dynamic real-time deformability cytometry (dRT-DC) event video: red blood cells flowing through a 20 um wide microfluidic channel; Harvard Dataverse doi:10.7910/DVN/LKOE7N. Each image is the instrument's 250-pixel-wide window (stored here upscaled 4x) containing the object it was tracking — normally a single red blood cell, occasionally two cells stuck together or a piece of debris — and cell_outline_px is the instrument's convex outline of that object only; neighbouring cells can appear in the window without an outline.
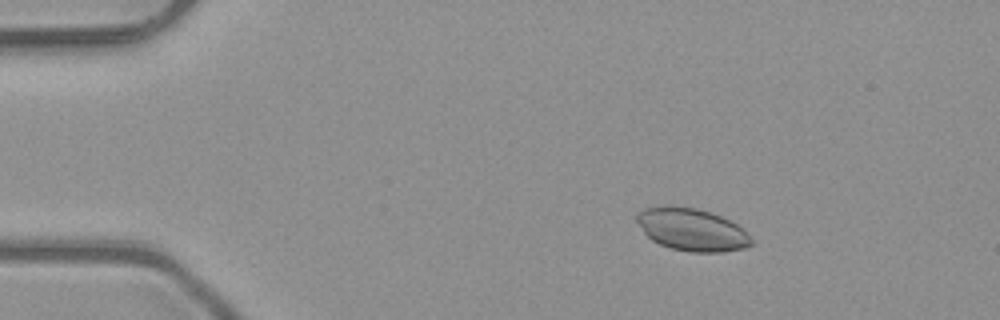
{"species": "common noctule bat (a hibernating species)", "species_latin": "Nyctalus noctula", "temperature_condition": "room temperature", "stored_images_in_passage": 4, "camera_frame_rate_fps": 3000, "um_per_image_px": 0.085, "animal": {"sex": "male", "body_mass_g": 23.1, "forearm_length_mm": 52.7}, "frame": {"image": 1, "passage_image": 2, "time_ms": 0.333, "image_size_px": [1000, 320], "cell_outline_px": [[752, 244], [744, 248], [720, 252], [688, 252], [672, 248], [660, 244], [652, 240], [644, 232], [636, 220], [636, 212], [644, 208], [668, 204], [696, 208], [720, 216], [736, 224], [752, 240]], "centroid_in_image_um": [58.74, 19.5], "position_along_channel_um": 26.3, "area_um2": 28.21}}